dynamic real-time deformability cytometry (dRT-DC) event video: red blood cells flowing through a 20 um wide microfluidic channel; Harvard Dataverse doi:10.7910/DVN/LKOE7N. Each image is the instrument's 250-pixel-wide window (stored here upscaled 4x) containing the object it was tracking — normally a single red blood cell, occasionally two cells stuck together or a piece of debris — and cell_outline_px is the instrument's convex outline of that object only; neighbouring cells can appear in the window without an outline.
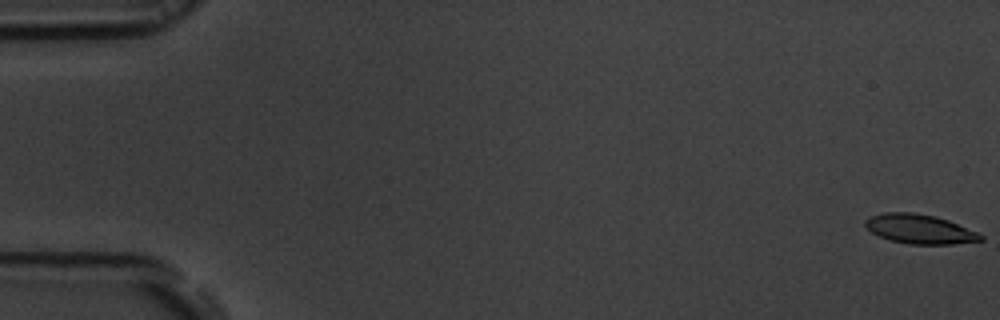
{"species": "common noctule bat (a hibernating species)", "species_latin": "Nyctalus noctula", "temperature_condition": "room temperature", "stored_images_in_passage": 56, "camera_frame_rate_fps": 3000, "um_per_image_px": 0.085, "animal": {"sex": "male", "body_mass_g": 19.5, "forearm_length_mm": 54.6}, "frame": {"image": 1, "passage_image": 1, "time_ms": 0.0, "image_size_px": [1000, 320], "cell_outline_px": [[984, 240], [952, 244], [908, 244], [892, 240], [880, 236], [872, 232], [864, 224], [864, 220], [872, 216], [884, 212], [912, 212], [936, 216], [948, 220], [980, 232], [984, 236]], "centroid_in_image_um": [78.22, 19.46], "position_along_channel_um": 6.8, "area_um2": 19.77}}
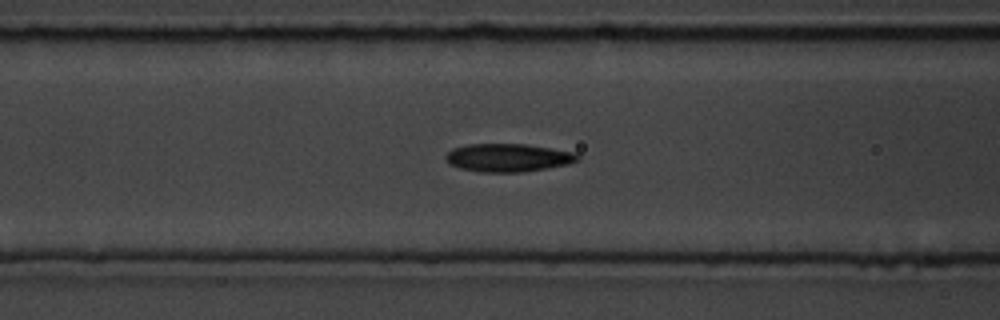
{"frame": {"image": 2, "passage_image": 23, "time_ms": 7.333, "image_size_px": [1000, 320], "cell_outline_px": [[580, 160], [568, 164], [548, 168], [520, 172], [480, 172], [460, 168], [448, 164], [444, 156], [452, 148], [468, 144], [528, 144], [576, 152], [580, 156]], "centroid_in_image_um": [43.2, 13.4], "position_along_channel_um": 123.4, "area_um2": 21.85}}
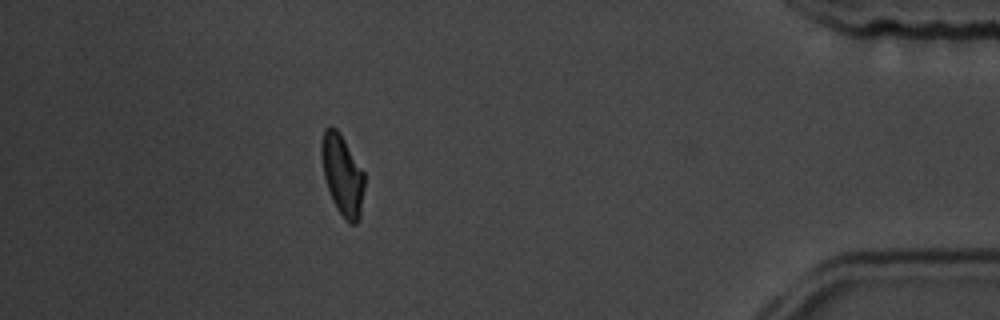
{"frame": {"image": 3, "passage_image": 50, "time_ms": 16.333, "image_size_px": [1000, 320], "cell_outline_px": [[364, 188], [360, 216], [356, 224], [348, 224], [344, 220], [336, 208], [332, 200], [324, 176], [320, 156], [320, 144], [324, 132], [328, 128], [336, 128], [340, 132], [364, 172]], "centroid_in_image_um": [29.1, 14.9], "position_along_channel_um": 406.1, "area_um2": 20.23}, "authors_computed_cell_mechanics": {"area_um2": 20.5768, "velocity_mm_per_s": 3.6914, "shape_relaxation_time_tau1_ms": 5.9926, "shape_relaxation_time_tau2_ms": 2.6391, "deformation_change_tau1": 0.1509, "deformation_change_tau2": 0.0979}}